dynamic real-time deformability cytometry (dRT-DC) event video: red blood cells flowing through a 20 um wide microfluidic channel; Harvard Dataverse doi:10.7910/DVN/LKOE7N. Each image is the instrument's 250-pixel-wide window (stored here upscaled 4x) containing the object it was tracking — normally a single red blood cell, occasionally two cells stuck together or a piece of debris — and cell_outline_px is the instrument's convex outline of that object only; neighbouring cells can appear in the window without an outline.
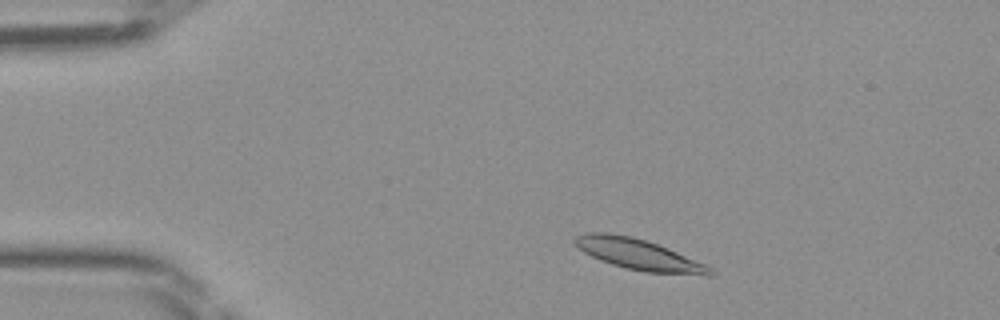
{"species": "Egyptian fruit bat (a non-hibernating species)", "species_latin": "Rousettus aegyptiacus", "temperature_condition": "room temperature", "stored_images_in_passage": 43, "camera_frame_rate_fps": 3000, "um_per_image_px": 0.085, "frame": {"image": 1, "passage_image": 4, "time_ms": 1.0, "image_size_px": [1000, 320], "cell_outline_px": [[716, 272], [712, 276], [704, 276], [644, 272], [624, 268], [600, 260], [584, 252], [572, 240], [576, 236], [584, 232], [608, 232], [628, 236], [644, 240], [668, 248], [704, 264], [712, 268]], "centroid_in_image_um": [54.31, 21.65], "position_along_channel_um": 30.7, "area_um2": 24.33}}
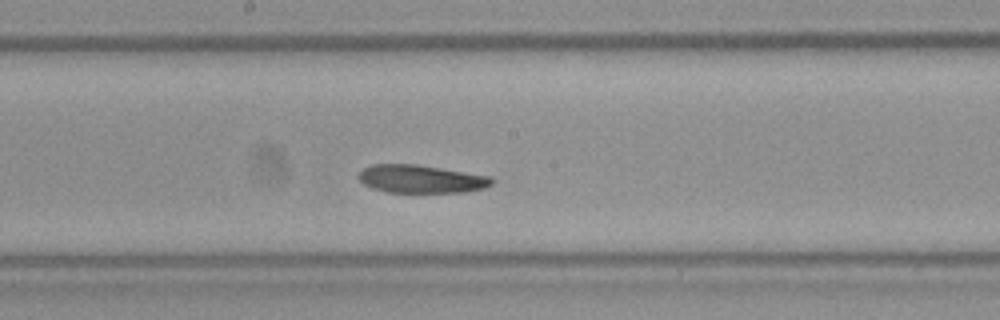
{"frame": {"image": 2, "passage_image": 21, "time_ms": 6.667, "image_size_px": [1000, 320], "cell_outline_px": [[496, 180], [492, 184], [484, 188], [464, 192], [388, 192], [372, 188], [364, 184], [360, 180], [360, 172], [364, 168], [372, 164], [416, 164], [492, 176]], "centroid_in_image_um": [35.84, 15.21], "position_along_channel_um": 212.4, "area_um2": 21.73}}
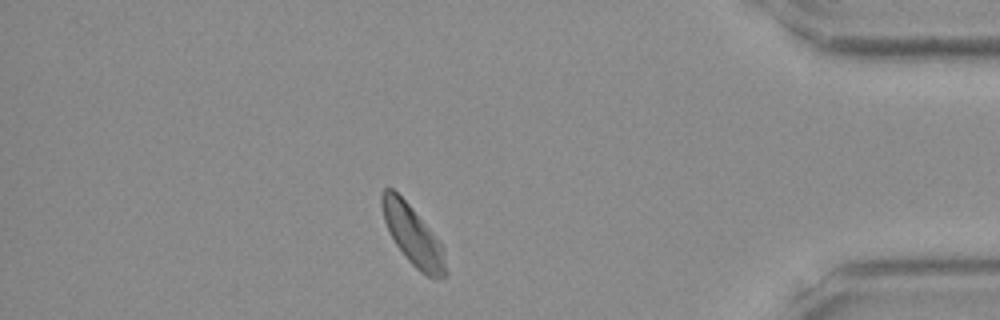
{"frame": {"image": 3, "passage_image": 37, "time_ms": 12.0, "image_size_px": [1000, 320], "cell_outline_px": [[448, 272], [444, 276], [432, 280], [420, 272], [404, 256], [396, 244], [384, 220], [380, 204], [380, 192], [384, 188], [392, 188], [412, 208], [440, 240], [444, 248]], "centroid_in_image_um": [35.12, 20.04], "position_along_channel_um": 400.1, "area_um2": 22.31}}